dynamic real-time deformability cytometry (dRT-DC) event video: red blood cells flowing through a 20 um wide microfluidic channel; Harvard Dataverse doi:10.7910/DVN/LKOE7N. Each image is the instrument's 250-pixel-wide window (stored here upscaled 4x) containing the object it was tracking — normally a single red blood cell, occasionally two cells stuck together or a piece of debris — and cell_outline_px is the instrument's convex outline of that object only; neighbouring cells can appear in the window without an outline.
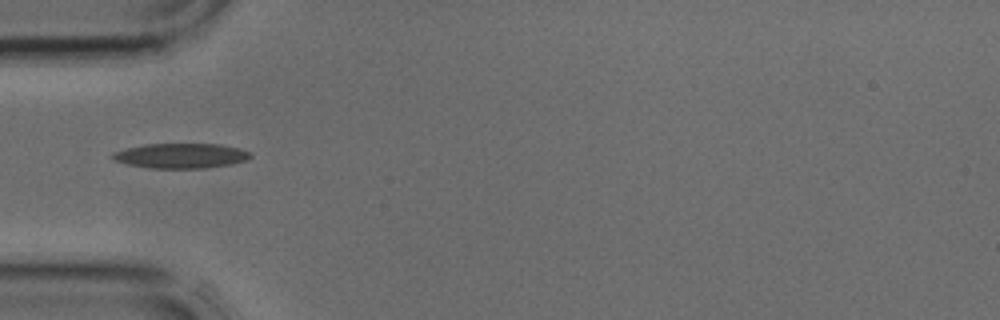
{"species": "common noctule bat (a hibernating species)", "species_latin": "Nyctalus noctula", "temperature_condition": "cold", "stored_images_in_passage": 3, "camera_frame_rate_fps": 3000, "um_per_image_px": 0.085, "animal": {"sex": "male", "body_mass_g": 17.9, "forearm_length_mm": 54.2}, "frame": {"image": 1, "passage_image": 3, "time_ms": 0.667, "image_size_px": [1000, 320], "cell_outline_px": [[252, 156], [244, 160], [228, 164], [204, 168], [152, 168], [128, 164], [112, 160], [112, 152], [124, 148], [148, 144], [220, 144], [240, 148], [252, 152]], "centroid_in_image_um": [15.35, 13.23], "position_along_channel_um": 69.6, "area_um2": 19.94}}